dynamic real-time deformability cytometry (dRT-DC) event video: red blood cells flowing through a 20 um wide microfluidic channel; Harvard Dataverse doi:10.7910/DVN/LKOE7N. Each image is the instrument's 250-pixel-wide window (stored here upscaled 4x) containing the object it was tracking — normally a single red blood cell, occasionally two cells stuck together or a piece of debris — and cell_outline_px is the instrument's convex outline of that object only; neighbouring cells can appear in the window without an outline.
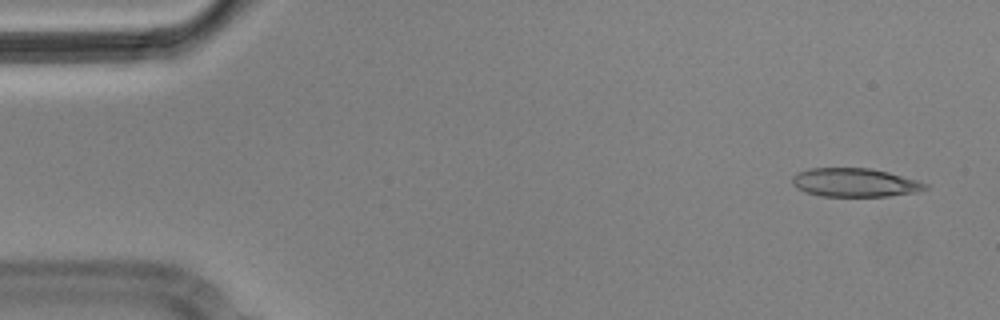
{"species": "Egyptian fruit bat (a non-hibernating species)", "species_latin": "Rousettus aegyptiacus", "temperature_condition": "cold", "stored_images_in_passage": 4, "camera_frame_rate_fps": 3000, "um_per_image_px": 0.085, "animal": {"sex": "male"}, "frame": {"image": 1, "passage_image": 1, "time_ms": 0.0, "image_size_px": [1000, 320], "cell_outline_px": [[928, 188], [916, 192], [888, 196], [820, 196], [804, 192], [796, 188], [792, 184], [792, 176], [796, 172], [812, 168], [868, 168], [888, 172], [916, 180], [928, 184]], "centroid_in_image_um": [72.61, 15.52], "position_along_channel_um": 12.4, "area_um2": 22.2}}